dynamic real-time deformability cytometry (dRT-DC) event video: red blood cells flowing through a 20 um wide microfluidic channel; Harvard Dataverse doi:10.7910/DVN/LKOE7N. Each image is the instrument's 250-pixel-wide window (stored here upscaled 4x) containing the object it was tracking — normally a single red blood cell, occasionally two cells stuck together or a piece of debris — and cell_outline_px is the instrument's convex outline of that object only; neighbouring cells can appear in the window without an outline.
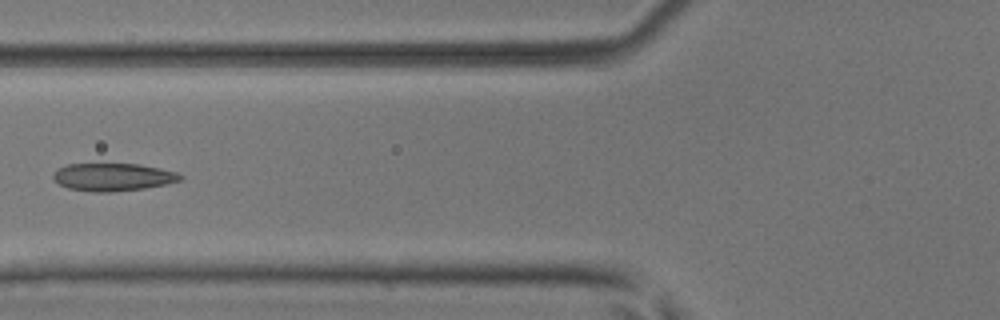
{"species": "common noctule bat (a hibernating species)", "species_latin": "Nyctalus noctula", "temperature_condition": "room temperature", "stored_images_in_passage": 5, "camera_frame_rate_fps": 3000, "um_per_image_px": 0.085, "animal": {"sex": "male", "body_mass_g": 17.9, "forearm_length_mm": 54.2}, "frame": {"image": 1, "passage_image": 5, "time_ms": 1.333, "image_size_px": [1000, 320], "cell_outline_px": [[184, 176], [180, 180], [164, 184], [144, 188], [112, 192], [96, 192], [68, 188], [52, 180], [52, 176], [56, 168], [68, 164], [140, 164], [160, 168], [176, 172]], "centroid_in_image_um": [9.56, 15.04], "position_along_channel_um": 116.2, "area_um2": 20.52}}